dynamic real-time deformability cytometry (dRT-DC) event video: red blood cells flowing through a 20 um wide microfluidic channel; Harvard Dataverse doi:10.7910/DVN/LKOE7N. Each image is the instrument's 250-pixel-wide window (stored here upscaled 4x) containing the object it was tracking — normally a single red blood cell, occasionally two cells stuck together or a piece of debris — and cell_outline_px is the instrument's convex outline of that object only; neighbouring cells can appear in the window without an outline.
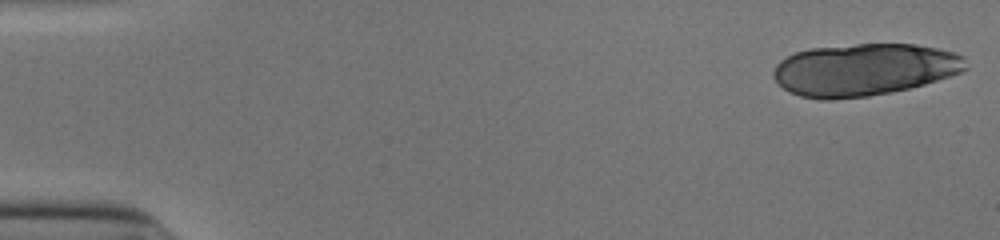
{"species": "human", "species_latin": "Homo sapiens", "temperature_condition": "cold", "stored_images_in_passage": 20, "camera_frame_rate_fps": 3000, "um_per_image_px": 0.085, "donor": {"sex": "male"}, "frame": {"image": 1, "passage_image": 1, "time_ms": 0.0, "image_size_px": [1000, 240], "cell_outline_px": [[968, 68], [960, 72], [924, 84], [908, 88], [868, 96], [832, 100], [820, 100], [800, 96], [784, 88], [772, 76], [772, 72], [776, 64], [780, 60], [796, 52], [812, 48], [856, 44], [916, 44], [936, 48], [952, 52], [964, 56]], "centroid_in_image_um": [73.43, 5.92], "position_along_channel_um": 11.6, "area_um2": 58.32}}